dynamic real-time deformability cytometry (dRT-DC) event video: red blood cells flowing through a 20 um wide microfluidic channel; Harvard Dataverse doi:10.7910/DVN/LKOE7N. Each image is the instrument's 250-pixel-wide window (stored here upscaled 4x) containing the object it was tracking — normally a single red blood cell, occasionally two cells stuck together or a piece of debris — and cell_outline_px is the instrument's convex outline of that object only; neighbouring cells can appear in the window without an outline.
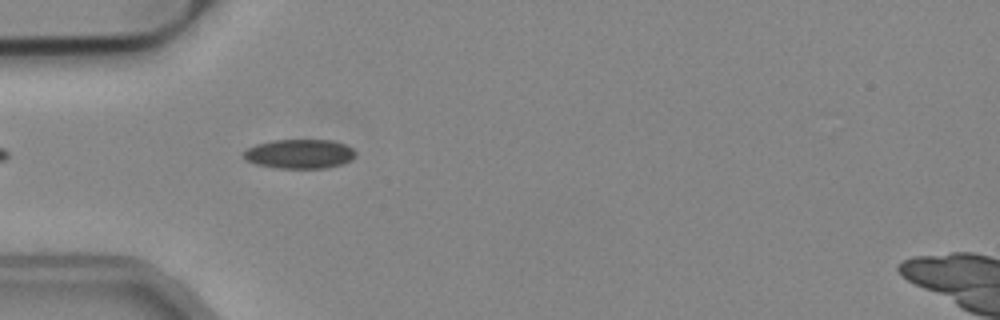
{"species": "common noctule bat (a hibernating species)", "species_latin": "Nyctalus noctula", "temperature_condition": "cold", "stored_images_in_passage": 11, "camera_frame_rate_fps": 3000, "um_per_image_px": 0.085, "animal": {"sex": "male", "body_mass_g": 19.2, "forearm_length_mm": 51.8}, "frame": {"image": 1, "passage_image": 1, "time_ms": 0.0, "image_size_px": [1000, 320], "cell_outline_px": [[356, 156], [352, 160], [344, 164], [324, 168], [276, 168], [256, 164], [244, 160], [240, 156], [248, 148], [256, 144], [272, 140], [332, 140], [344, 144], [352, 148], [356, 152]], "centroid_in_image_um": [25.45, 13.08], "position_along_channel_um": 59.5, "area_um2": 19.36}}